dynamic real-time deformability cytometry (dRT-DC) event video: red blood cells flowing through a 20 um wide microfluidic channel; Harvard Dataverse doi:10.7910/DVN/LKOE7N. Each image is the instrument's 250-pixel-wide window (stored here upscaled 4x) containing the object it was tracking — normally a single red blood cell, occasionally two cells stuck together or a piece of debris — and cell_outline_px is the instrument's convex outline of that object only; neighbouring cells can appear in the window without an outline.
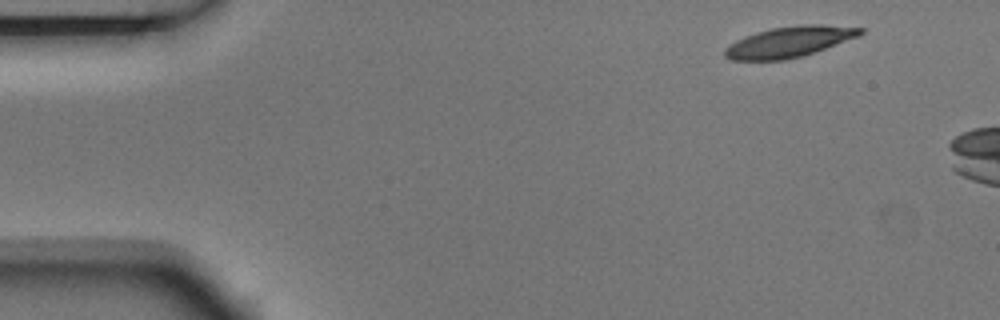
{"species": "Egyptian fruit bat (a non-hibernating species)", "species_latin": "Rousettus aegyptiacus", "temperature_condition": "room temperature", "stored_images_in_passage": 3, "camera_frame_rate_fps": 3000, "um_per_image_px": 0.085, "animal": {"sex": "male"}, "frame": {"image": 1, "passage_image": 1, "time_ms": 0.0, "image_size_px": [1000, 320], "cell_outline_px": [[864, 32], [860, 36], [800, 56], [784, 60], [732, 60], [724, 56], [724, 48], [736, 40], [744, 36], [756, 32], [772, 28], [800, 24], [820, 24], [864, 28]], "centroid_in_image_um": [67.07, 3.54], "position_along_channel_um": 17.9, "area_um2": 24.1}}